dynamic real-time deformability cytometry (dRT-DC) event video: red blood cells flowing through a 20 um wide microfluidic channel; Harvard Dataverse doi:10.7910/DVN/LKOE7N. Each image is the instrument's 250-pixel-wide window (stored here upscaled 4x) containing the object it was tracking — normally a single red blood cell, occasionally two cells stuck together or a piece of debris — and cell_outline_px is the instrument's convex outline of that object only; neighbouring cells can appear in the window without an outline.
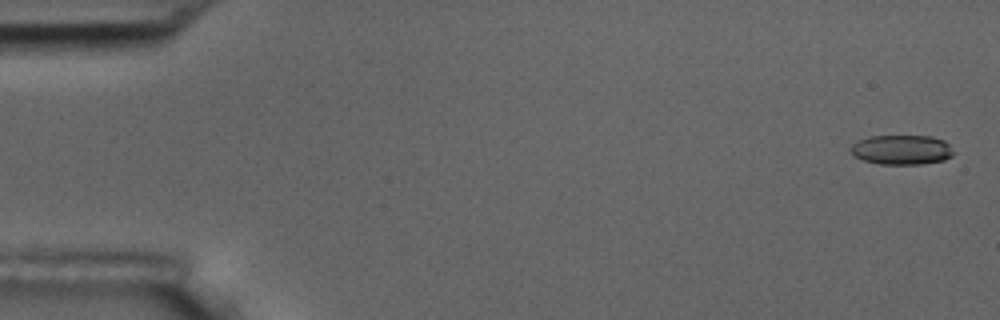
{"species": "common noctule bat (a hibernating species)", "species_latin": "Nyctalus noctula", "temperature_condition": "room temperature", "stored_images_in_passage": 11, "camera_frame_rate_fps": 3000, "um_per_image_px": 0.085, "animal": {"sex": "male", "body_mass_g": 17.5, "forearm_length_mm": 52.3}, "frame": {"image": 1, "passage_image": 1, "time_ms": 0.0, "image_size_px": [1000, 320], "cell_outline_px": [[956, 152], [952, 156], [944, 160], [920, 164], [880, 164], [864, 160], [856, 156], [852, 152], [852, 144], [868, 136], [932, 136], [944, 140]], "centroid_in_image_um": [76.7, 12.72], "position_along_channel_um": 8.3, "area_um2": 17.69}}
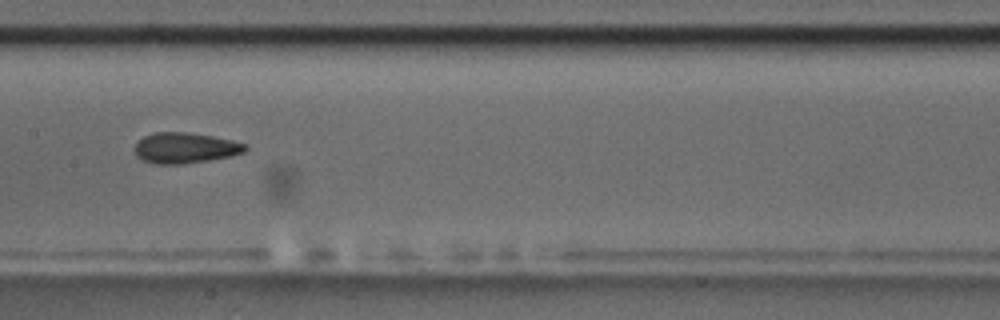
{"frame": {"image": 2, "passage_image": 8, "time_ms": 9.0, "image_size_px": [1000, 320], "cell_outline_px": [[248, 148], [244, 152], [232, 156], [184, 164], [156, 164], [144, 160], [136, 156], [132, 148], [136, 140], [144, 136], [156, 132], [184, 132], [212, 136], [232, 140], [244, 144]], "centroid_in_image_um": [15.68, 12.57], "position_along_channel_um": 191.7, "area_um2": 19.88}}
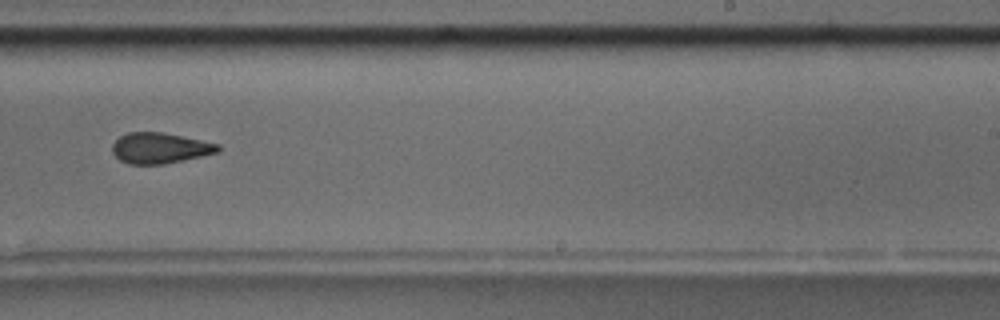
{"frame": {"image": 3, "passage_image": 10, "time_ms": 11.333, "image_size_px": [1000, 320], "cell_outline_px": [[220, 152], [164, 164], [128, 164], [120, 160], [112, 152], [112, 144], [120, 136], [128, 132], [164, 132], [220, 144]], "centroid_in_image_um": [13.6, 12.58], "position_along_channel_um": 275.4, "area_um2": 18.96}}